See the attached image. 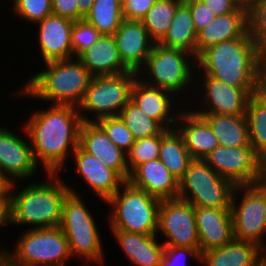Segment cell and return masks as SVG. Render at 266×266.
Returning <instances> with one entry per match:
<instances>
[{
    "label": "cell",
    "instance_id": "42",
    "mask_svg": "<svg viewBox=\"0 0 266 266\" xmlns=\"http://www.w3.org/2000/svg\"><path fill=\"white\" fill-rule=\"evenodd\" d=\"M156 0H127L122 6L125 20L141 21Z\"/></svg>",
    "mask_w": 266,
    "mask_h": 266
},
{
    "label": "cell",
    "instance_id": "41",
    "mask_svg": "<svg viewBox=\"0 0 266 266\" xmlns=\"http://www.w3.org/2000/svg\"><path fill=\"white\" fill-rule=\"evenodd\" d=\"M187 5L191 10L194 27L197 32L217 17V14L211 11L208 6L200 0H194Z\"/></svg>",
    "mask_w": 266,
    "mask_h": 266
},
{
    "label": "cell",
    "instance_id": "35",
    "mask_svg": "<svg viewBox=\"0 0 266 266\" xmlns=\"http://www.w3.org/2000/svg\"><path fill=\"white\" fill-rule=\"evenodd\" d=\"M161 144V133L151 137L135 140L126 153V162L131 173L138 165L158 159Z\"/></svg>",
    "mask_w": 266,
    "mask_h": 266
},
{
    "label": "cell",
    "instance_id": "30",
    "mask_svg": "<svg viewBox=\"0 0 266 266\" xmlns=\"http://www.w3.org/2000/svg\"><path fill=\"white\" fill-rule=\"evenodd\" d=\"M168 171L180 180L192 160L182 135L175 129H164L161 132L159 157Z\"/></svg>",
    "mask_w": 266,
    "mask_h": 266
},
{
    "label": "cell",
    "instance_id": "49",
    "mask_svg": "<svg viewBox=\"0 0 266 266\" xmlns=\"http://www.w3.org/2000/svg\"><path fill=\"white\" fill-rule=\"evenodd\" d=\"M0 266H15L6 248L0 249Z\"/></svg>",
    "mask_w": 266,
    "mask_h": 266
},
{
    "label": "cell",
    "instance_id": "18",
    "mask_svg": "<svg viewBox=\"0 0 266 266\" xmlns=\"http://www.w3.org/2000/svg\"><path fill=\"white\" fill-rule=\"evenodd\" d=\"M74 21L51 14L36 23L38 25L39 50L43 62L73 58L71 30Z\"/></svg>",
    "mask_w": 266,
    "mask_h": 266
},
{
    "label": "cell",
    "instance_id": "34",
    "mask_svg": "<svg viewBox=\"0 0 266 266\" xmlns=\"http://www.w3.org/2000/svg\"><path fill=\"white\" fill-rule=\"evenodd\" d=\"M135 140L160 134L165 128L156 120L149 118L131 100L122 109L120 115Z\"/></svg>",
    "mask_w": 266,
    "mask_h": 266
},
{
    "label": "cell",
    "instance_id": "9",
    "mask_svg": "<svg viewBox=\"0 0 266 266\" xmlns=\"http://www.w3.org/2000/svg\"><path fill=\"white\" fill-rule=\"evenodd\" d=\"M137 73L128 71L116 75L92 77L82 102L78 105L83 122H96L103 117L119 116L131 100V92ZM90 112L94 119L83 112Z\"/></svg>",
    "mask_w": 266,
    "mask_h": 266
},
{
    "label": "cell",
    "instance_id": "22",
    "mask_svg": "<svg viewBox=\"0 0 266 266\" xmlns=\"http://www.w3.org/2000/svg\"><path fill=\"white\" fill-rule=\"evenodd\" d=\"M127 181L159 200L176 199L179 194V180L168 171L160 159L138 165Z\"/></svg>",
    "mask_w": 266,
    "mask_h": 266
},
{
    "label": "cell",
    "instance_id": "14",
    "mask_svg": "<svg viewBox=\"0 0 266 266\" xmlns=\"http://www.w3.org/2000/svg\"><path fill=\"white\" fill-rule=\"evenodd\" d=\"M203 74V75H202ZM198 76L203 78L204 91H201L204 95L201 97L202 109L194 113H215L225 115H246L248 101L251 95L260 89H242L226 84L224 81L215 79L210 75L199 73Z\"/></svg>",
    "mask_w": 266,
    "mask_h": 266
},
{
    "label": "cell",
    "instance_id": "5",
    "mask_svg": "<svg viewBox=\"0 0 266 266\" xmlns=\"http://www.w3.org/2000/svg\"><path fill=\"white\" fill-rule=\"evenodd\" d=\"M69 192L62 204L60 228L65 234L69 244L71 256H79L88 263L104 264L105 259L100 231L96 220L88 207L82 201V197L68 185ZM80 196V197H79Z\"/></svg>",
    "mask_w": 266,
    "mask_h": 266
},
{
    "label": "cell",
    "instance_id": "32",
    "mask_svg": "<svg viewBox=\"0 0 266 266\" xmlns=\"http://www.w3.org/2000/svg\"><path fill=\"white\" fill-rule=\"evenodd\" d=\"M84 19L102 35H114L124 20L123 8L117 0H94Z\"/></svg>",
    "mask_w": 266,
    "mask_h": 266
},
{
    "label": "cell",
    "instance_id": "38",
    "mask_svg": "<svg viewBox=\"0 0 266 266\" xmlns=\"http://www.w3.org/2000/svg\"><path fill=\"white\" fill-rule=\"evenodd\" d=\"M12 4L13 13L33 24L53 14L51 0H14Z\"/></svg>",
    "mask_w": 266,
    "mask_h": 266
},
{
    "label": "cell",
    "instance_id": "6",
    "mask_svg": "<svg viewBox=\"0 0 266 266\" xmlns=\"http://www.w3.org/2000/svg\"><path fill=\"white\" fill-rule=\"evenodd\" d=\"M120 189L106 202L113 210H110L108 222L110 229L145 235L157 234L161 200L128 181Z\"/></svg>",
    "mask_w": 266,
    "mask_h": 266
},
{
    "label": "cell",
    "instance_id": "13",
    "mask_svg": "<svg viewBox=\"0 0 266 266\" xmlns=\"http://www.w3.org/2000/svg\"><path fill=\"white\" fill-rule=\"evenodd\" d=\"M166 238L164 246L199 248L194 206L179 198L161 200L158 230Z\"/></svg>",
    "mask_w": 266,
    "mask_h": 266
},
{
    "label": "cell",
    "instance_id": "16",
    "mask_svg": "<svg viewBox=\"0 0 266 266\" xmlns=\"http://www.w3.org/2000/svg\"><path fill=\"white\" fill-rule=\"evenodd\" d=\"M113 37L123 65L138 73L155 44L143 22L124 19Z\"/></svg>",
    "mask_w": 266,
    "mask_h": 266
},
{
    "label": "cell",
    "instance_id": "31",
    "mask_svg": "<svg viewBox=\"0 0 266 266\" xmlns=\"http://www.w3.org/2000/svg\"><path fill=\"white\" fill-rule=\"evenodd\" d=\"M246 116L250 144L266 165V93L263 90L260 89L251 95Z\"/></svg>",
    "mask_w": 266,
    "mask_h": 266
},
{
    "label": "cell",
    "instance_id": "20",
    "mask_svg": "<svg viewBox=\"0 0 266 266\" xmlns=\"http://www.w3.org/2000/svg\"><path fill=\"white\" fill-rule=\"evenodd\" d=\"M76 173L90 186L98 198L106 203L126 182L115 170L105 167L99 159L86 153L79 146L72 153Z\"/></svg>",
    "mask_w": 266,
    "mask_h": 266
},
{
    "label": "cell",
    "instance_id": "1",
    "mask_svg": "<svg viewBox=\"0 0 266 266\" xmlns=\"http://www.w3.org/2000/svg\"><path fill=\"white\" fill-rule=\"evenodd\" d=\"M35 112L22 129L30 140L35 162L42 165L45 174L66 172L67 158L72 157L71 153L79 146L83 121L78 107L51 105L47 110L42 108Z\"/></svg>",
    "mask_w": 266,
    "mask_h": 266
},
{
    "label": "cell",
    "instance_id": "12",
    "mask_svg": "<svg viewBox=\"0 0 266 266\" xmlns=\"http://www.w3.org/2000/svg\"><path fill=\"white\" fill-rule=\"evenodd\" d=\"M204 160L220 176L237 185L257 183L266 174V165L252 146H217Z\"/></svg>",
    "mask_w": 266,
    "mask_h": 266
},
{
    "label": "cell",
    "instance_id": "4",
    "mask_svg": "<svg viewBox=\"0 0 266 266\" xmlns=\"http://www.w3.org/2000/svg\"><path fill=\"white\" fill-rule=\"evenodd\" d=\"M44 65V70L33 74L13 95L49 101L50 105L78 107L93 77L88 69L78 58L50 61Z\"/></svg>",
    "mask_w": 266,
    "mask_h": 266
},
{
    "label": "cell",
    "instance_id": "54",
    "mask_svg": "<svg viewBox=\"0 0 266 266\" xmlns=\"http://www.w3.org/2000/svg\"><path fill=\"white\" fill-rule=\"evenodd\" d=\"M261 251L266 255V241L265 244L261 247Z\"/></svg>",
    "mask_w": 266,
    "mask_h": 266
},
{
    "label": "cell",
    "instance_id": "11",
    "mask_svg": "<svg viewBox=\"0 0 266 266\" xmlns=\"http://www.w3.org/2000/svg\"><path fill=\"white\" fill-rule=\"evenodd\" d=\"M239 193L243 195L241 200L236 198ZM231 213L234 239L249 241L261 248L266 238V174L255 184L235 187Z\"/></svg>",
    "mask_w": 266,
    "mask_h": 266
},
{
    "label": "cell",
    "instance_id": "33",
    "mask_svg": "<svg viewBox=\"0 0 266 266\" xmlns=\"http://www.w3.org/2000/svg\"><path fill=\"white\" fill-rule=\"evenodd\" d=\"M178 5L173 0H156L141 20L155 43H158L165 36Z\"/></svg>",
    "mask_w": 266,
    "mask_h": 266
},
{
    "label": "cell",
    "instance_id": "10",
    "mask_svg": "<svg viewBox=\"0 0 266 266\" xmlns=\"http://www.w3.org/2000/svg\"><path fill=\"white\" fill-rule=\"evenodd\" d=\"M22 234L12 252L8 250L15 266H66L72 257L60 227H30Z\"/></svg>",
    "mask_w": 266,
    "mask_h": 266
},
{
    "label": "cell",
    "instance_id": "29",
    "mask_svg": "<svg viewBox=\"0 0 266 266\" xmlns=\"http://www.w3.org/2000/svg\"><path fill=\"white\" fill-rule=\"evenodd\" d=\"M197 31L194 27L188 5H178L171 25L165 36L158 42L161 46L178 49L191 54L196 59Z\"/></svg>",
    "mask_w": 266,
    "mask_h": 266
},
{
    "label": "cell",
    "instance_id": "51",
    "mask_svg": "<svg viewBox=\"0 0 266 266\" xmlns=\"http://www.w3.org/2000/svg\"><path fill=\"white\" fill-rule=\"evenodd\" d=\"M261 90L266 93V66L261 69Z\"/></svg>",
    "mask_w": 266,
    "mask_h": 266
},
{
    "label": "cell",
    "instance_id": "55",
    "mask_svg": "<svg viewBox=\"0 0 266 266\" xmlns=\"http://www.w3.org/2000/svg\"><path fill=\"white\" fill-rule=\"evenodd\" d=\"M126 1H127V0H117V2H118L119 4H121L122 6L125 4Z\"/></svg>",
    "mask_w": 266,
    "mask_h": 266
},
{
    "label": "cell",
    "instance_id": "8",
    "mask_svg": "<svg viewBox=\"0 0 266 266\" xmlns=\"http://www.w3.org/2000/svg\"><path fill=\"white\" fill-rule=\"evenodd\" d=\"M235 185L216 173L204 159H192L179 180V199L194 207L231 209Z\"/></svg>",
    "mask_w": 266,
    "mask_h": 266
},
{
    "label": "cell",
    "instance_id": "47",
    "mask_svg": "<svg viewBox=\"0 0 266 266\" xmlns=\"http://www.w3.org/2000/svg\"><path fill=\"white\" fill-rule=\"evenodd\" d=\"M77 5H78V11L79 13L85 17L87 13L90 11L94 0H77Z\"/></svg>",
    "mask_w": 266,
    "mask_h": 266
},
{
    "label": "cell",
    "instance_id": "24",
    "mask_svg": "<svg viewBox=\"0 0 266 266\" xmlns=\"http://www.w3.org/2000/svg\"><path fill=\"white\" fill-rule=\"evenodd\" d=\"M175 128L182 135L192 159H204L219 146L209 124L192 110L180 111Z\"/></svg>",
    "mask_w": 266,
    "mask_h": 266
},
{
    "label": "cell",
    "instance_id": "26",
    "mask_svg": "<svg viewBox=\"0 0 266 266\" xmlns=\"http://www.w3.org/2000/svg\"><path fill=\"white\" fill-rule=\"evenodd\" d=\"M111 231L121 250L134 266H159L164 253V245L157 241V234Z\"/></svg>",
    "mask_w": 266,
    "mask_h": 266
},
{
    "label": "cell",
    "instance_id": "23",
    "mask_svg": "<svg viewBox=\"0 0 266 266\" xmlns=\"http://www.w3.org/2000/svg\"><path fill=\"white\" fill-rule=\"evenodd\" d=\"M248 33L247 6L241 5L236 11L217 17L197 32L196 59L206 48Z\"/></svg>",
    "mask_w": 266,
    "mask_h": 266
},
{
    "label": "cell",
    "instance_id": "19",
    "mask_svg": "<svg viewBox=\"0 0 266 266\" xmlns=\"http://www.w3.org/2000/svg\"><path fill=\"white\" fill-rule=\"evenodd\" d=\"M200 254L234 239L231 209L194 207Z\"/></svg>",
    "mask_w": 266,
    "mask_h": 266
},
{
    "label": "cell",
    "instance_id": "36",
    "mask_svg": "<svg viewBox=\"0 0 266 266\" xmlns=\"http://www.w3.org/2000/svg\"><path fill=\"white\" fill-rule=\"evenodd\" d=\"M107 137L123 152L127 153L135 143L131 131L120 116L103 117L96 121Z\"/></svg>",
    "mask_w": 266,
    "mask_h": 266
},
{
    "label": "cell",
    "instance_id": "7",
    "mask_svg": "<svg viewBox=\"0 0 266 266\" xmlns=\"http://www.w3.org/2000/svg\"><path fill=\"white\" fill-rule=\"evenodd\" d=\"M193 65L196 66V59L191 54L155 43L137 76L147 85L168 90L174 95H182L181 91L188 90L189 84H195L192 83L194 80L199 84V80L193 75Z\"/></svg>",
    "mask_w": 266,
    "mask_h": 266
},
{
    "label": "cell",
    "instance_id": "48",
    "mask_svg": "<svg viewBox=\"0 0 266 266\" xmlns=\"http://www.w3.org/2000/svg\"><path fill=\"white\" fill-rule=\"evenodd\" d=\"M258 60L261 69L266 66V38L258 45Z\"/></svg>",
    "mask_w": 266,
    "mask_h": 266
},
{
    "label": "cell",
    "instance_id": "50",
    "mask_svg": "<svg viewBox=\"0 0 266 266\" xmlns=\"http://www.w3.org/2000/svg\"><path fill=\"white\" fill-rule=\"evenodd\" d=\"M255 266H266V255L260 251Z\"/></svg>",
    "mask_w": 266,
    "mask_h": 266
},
{
    "label": "cell",
    "instance_id": "3",
    "mask_svg": "<svg viewBox=\"0 0 266 266\" xmlns=\"http://www.w3.org/2000/svg\"><path fill=\"white\" fill-rule=\"evenodd\" d=\"M47 177H49L47 181L36 180L20 191L16 190L15 182L12 184L10 191L12 225H30L33 226L31 229L60 226L63 200L69 192L68 183L59 178V174H48Z\"/></svg>",
    "mask_w": 266,
    "mask_h": 266
},
{
    "label": "cell",
    "instance_id": "15",
    "mask_svg": "<svg viewBox=\"0 0 266 266\" xmlns=\"http://www.w3.org/2000/svg\"><path fill=\"white\" fill-rule=\"evenodd\" d=\"M0 127V171L11 181L30 179L36 174L35 162L29 139ZM29 141V142H28Z\"/></svg>",
    "mask_w": 266,
    "mask_h": 266
},
{
    "label": "cell",
    "instance_id": "39",
    "mask_svg": "<svg viewBox=\"0 0 266 266\" xmlns=\"http://www.w3.org/2000/svg\"><path fill=\"white\" fill-rule=\"evenodd\" d=\"M248 33L259 45L266 38V0H256L247 6Z\"/></svg>",
    "mask_w": 266,
    "mask_h": 266
},
{
    "label": "cell",
    "instance_id": "17",
    "mask_svg": "<svg viewBox=\"0 0 266 266\" xmlns=\"http://www.w3.org/2000/svg\"><path fill=\"white\" fill-rule=\"evenodd\" d=\"M79 147L96 157L108 168L115 170L125 181L129 178L126 153L117 147L96 122H82Z\"/></svg>",
    "mask_w": 266,
    "mask_h": 266
},
{
    "label": "cell",
    "instance_id": "37",
    "mask_svg": "<svg viewBox=\"0 0 266 266\" xmlns=\"http://www.w3.org/2000/svg\"><path fill=\"white\" fill-rule=\"evenodd\" d=\"M102 34L88 21L80 19L74 22L71 30L73 58L91 47Z\"/></svg>",
    "mask_w": 266,
    "mask_h": 266
},
{
    "label": "cell",
    "instance_id": "40",
    "mask_svg": "<svg viewBox=\"0 0 266 266\" xmlns=\"http://www.w3.org/2000/svg\"><path fill=\"white\" fill-rule=\"evenodd\" d=\"M188 256L194 257L196 261L200 262L199 248L164 246V253L159 266H185Z\"/></svg>",
    "mask_w": 266,
    "mask_h": 266
},
{
    "label": "cell",
    "instance_id": "52",
    "mask_svg": "<svg viewBox=\"0 0 266 266\" xmlns=\"http://www.w3.org/2000/svg\"><path fill=\"white\" fill-rule=\"evenodd\" d=\"M175 3L179 4V5H187L191 2H193L194 0H173Z\"/></svg>",
    "mask_w": 266,
    "mask_h": 266
},
{
    "label": "cell",
    "instance_id": "45",
    "mask_svg": "<svg viewBox=\"0 0 266 266\" xmlns=\"http://www.w3.org/2000/svg\"><path fill=\"white\" fill-rule=\"evenodd\" d=\"M8 224H11L10 198H0V226Z\"/></svg>",
    "mask_w": 266,
    "mask_h": 266
},
{
    "label": "cell",
    "instance_id": "25",
    "mask_svg": "<svg viewBox=\"0 0 266 266\" xmlns=\"http://www.w3.org/2000/svg\"><path fill=\"white\" fill-rule=\"evenodd\" d=\"M77 58L93 77L116 75L129 71L122 63L113 35H101Z\"/></svg>",
    "mask_w": 266,
    "mask_h": 266
},
{
    "label": "cell",
    "instance_id": "53",
    "mask_svg": "<svg viewBox=\"0 0 266 266\" xmlns=\"http://www.w3.org/2000/svg\"><path fill=\"white\" fill-rule=\"evenodd\" d=\"M238 2H240L242 5L248 6L249 4H251L254 0H237Z\"/></svg>",
    "mask_w": 266,
    "mask_h": 266
},
{
    "label": "cell",
    "instance_id": "44",
    "mask_svg": "<svg viewBox=\"0 0 266 266\" xmlns=\"http://www.w3.org/2000/svg\"><path fill=\"white\" fill-rule=\"evenodd\" d=\"M215 14H226L236 11L242 4L237 0H200Z\"/></svg>",
    "mask_w": 266,
    "mask_h": 266
},
{
    "label": "cell",
    "instance_id": "28",
    "mask_svg": "<svg viewBox=\"0 0 266 266\" xmlns=\"http://www.w3.org/2000/svg\"><path fill=\"white\" fill-rule=\"evenodd\" d=\"M261 248L249 241L233 239L230 243L201 253L205 266H255Z\"/></svg>",
    "mask_w": 266,
    "mask_h": 266
},
{
    "label": "cell",
    "instance_id": "21",
    "mask_svg": "<svg viewBox=\"0 0 266 266\" xmlns=\"http://www.w3.org/2000/svg\"><path fill=\"white\" fill-rule=\"evenodd\" d=\"M173 95L168 90L147 85L137 77L132 87L131 101L149 118L156 120L165 129L170 130L175 128L180 113V111L177 113L175 110L173 111L174 104L172 103L176 99Z\"/></svg>",
    "mask_w": 266,
    "mask_h": 266
},
{
    "label": "cell",
    "instance_id": "27",
    "mask_svg": "<svg viewBox=\"0 0 266 266\" xmlns=\"http://www.w3.org/2000/svg\"><path fill=\"white\" fill-rule=\"evenodd\" d=\"M211 127L219 145L226 147L251 146L246 115L196 113Z\"/></svg>",
    "mask_w": 266,
    "mask_h": 266
},
{
    "label": "cell",
    "instance_id": "2",
    "mask_svg": "<svg viewBox=\"0 0 266 266\" xmlns=\"http://www.w3.org/2000/svg\"><path fill=\"white\" fill-rule=\"evenodd\" d=\"M196 67L199 73L210 75L228 85L261 89L258 45L249 33L206 48L198 55Z\"/></svg>",
    "mask_w": 266,
    "mask_h": 266
},
{
    "label": "cell",
    "instance_id": "43",
    "mask_svg": "<svg viewBox=\"0 0 266 266\" xmlns=\"http://www.w3.org/2000/svg\"><path fill=\"white\" fill-rule=\"evenodd\" d=\"M77 0H51L52 12L57 16L68 18L72 21L84 19L78 11Z\"/></svg>",
    "mask_w": 266,
    "mask_h": 266
},
{
    "label": "cell",
    "instance_id": "46",
    "mask_svg": "<svg viewBox=\"0 0 266 266\" xmlns=\"http://www.w3.org/2000/svg\"><path fill=\"white\" fill-rule=\"evenodd\" d=\"M12 184L13 182L0 171V198H10Z\"/></svg>",
    "mask_w": 266,
    "mask_h": 266
}]
</instances>
